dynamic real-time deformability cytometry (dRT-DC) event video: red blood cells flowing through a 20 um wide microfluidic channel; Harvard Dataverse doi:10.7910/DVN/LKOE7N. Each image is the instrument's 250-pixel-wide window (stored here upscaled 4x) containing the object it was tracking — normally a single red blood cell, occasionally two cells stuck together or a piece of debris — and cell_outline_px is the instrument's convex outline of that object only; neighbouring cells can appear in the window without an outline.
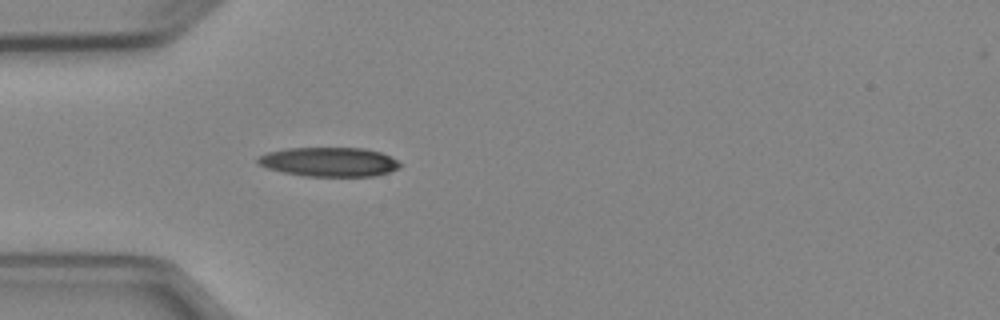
{"species": "Egyptian fruit bat (a non-hibernating species)", "species_latin": "Rousettus aegyptiacus", "temperature_condition": "cold", "stored_images_in_passage": 1, "camera_frame_rate_fps": 3000, "um_per_image_px": 0.085, "animal": {"sex": "female"}, "frame": {"image": 1, "passage_image": 1, "time_ms": 0.0, "image_size_px": [1000, 320], "cell_outline_px": [[404, 164], [400, 168], [376, 176], [304, 176], [284, 172], [268, 168], [260, 164], [256, 160], [260, 156], [268, 152], [288, 148], [364, 148], [380, 152]], "centroid_in_image_um": [28.02, 13.76], "position_along_channel_um": 57.0, "area_um2": 24.1}}